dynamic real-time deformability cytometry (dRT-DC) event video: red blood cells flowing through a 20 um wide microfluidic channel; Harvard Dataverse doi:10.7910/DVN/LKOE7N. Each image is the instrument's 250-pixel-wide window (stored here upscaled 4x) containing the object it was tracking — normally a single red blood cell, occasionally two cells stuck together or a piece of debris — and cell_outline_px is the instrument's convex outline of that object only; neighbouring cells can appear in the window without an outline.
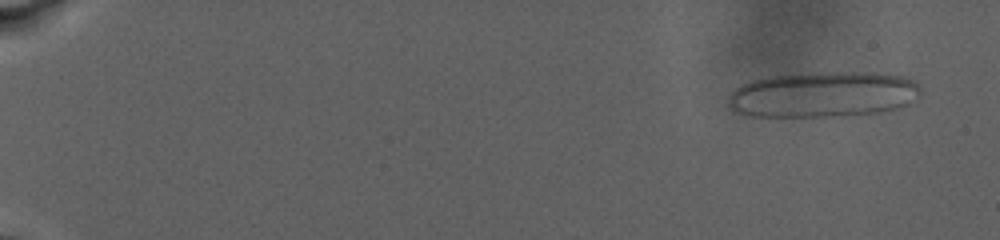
{"species": "human", "species_latin": "Homo sapiens", "temperature_condition": "warm", "stored_images_in_passage": 168, "camera_frame_rate_fps": 3000, "um_per_image_px": 0.085, "donor": {"sex": "male"}, "frame": {"image": 1, "passage_image": 1, "time_ms": 0.0, "image_size_px": [1000, 240], "cell_outline_px": [[920, 96], [904, 104], [892, 108], [872, 112], [832, 116], [752, 116], [740, 112], [732, 108], [728, 104], [728, 100], [732, 92], [736, 88], [752, 80], [776, 76], [836, 72], [872, 72], [900, 76], [912, 80], [920, 84]], "centroid_in_image_um": [69.97, 8.02], "position_along_channel_um": 15.0, "area_um2": 50.05}}
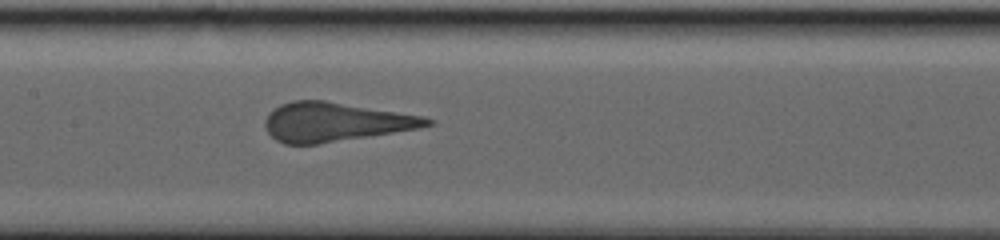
{"frame": {"image": 2, "passage_image": 100, "time_ms": 13.333, "image_size_px": [1000, 240], "cell_outline_px": [[432, 124], [420, 128], [316, 144], [284, 144], [276, 140], [268, 132], [264, 124], [264, 120], [268, 112], [280, 104], [292, 100], [324, 100], [424, 116], [432, 120]], "centroid_in_image_um": [28.43, 10.36], "position_along_channel_um": 179.0, "area_um2": 36.65}}
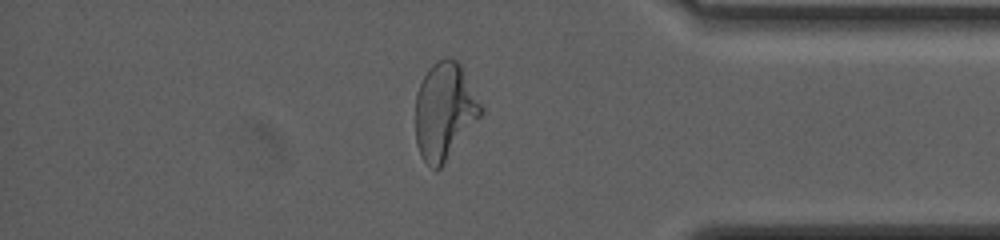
{"frame": {"image": 3, "passage_image": 167, "time_ms": 22.333, "image_size_px": [1000, 240], "cell_outline_px": [[484, 112], [444, 164], [436, 172], [424, 160], [416, 144], [416, 92], [428, 68], [436, 60], [444, 56], [452, 56], [464, 68], [484, 108]], "centroid_in_image_um": [37.81, 9.4], "position_along_channel_um": 397.4, "area_um2": 37.45}}